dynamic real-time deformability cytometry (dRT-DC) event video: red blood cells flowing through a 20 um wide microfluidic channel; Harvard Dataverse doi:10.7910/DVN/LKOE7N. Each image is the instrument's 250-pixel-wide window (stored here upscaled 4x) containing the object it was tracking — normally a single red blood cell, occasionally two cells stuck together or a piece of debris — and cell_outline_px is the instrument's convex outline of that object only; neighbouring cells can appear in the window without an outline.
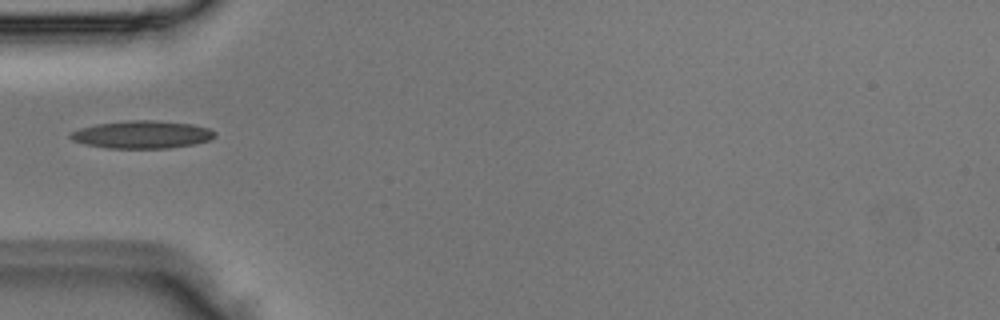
{"species": "Egyptian fruit bat (a non-hibernating species)", "species_latin": "Rousettus aegyptiacus", "temperature_condition": "room temperature", "stored_images_in_passage": 2, "camera_frame_rate_fps": 3000, "um_per_image_px": 0.085, "animal": {"sex": "male"}, "frame": {"image": 1, "passage_image": 2, "time_ms": 0.333, "image_size_px": [1000, 320], "cell_outline_px": [[216, 136], [208, 140], [196, 144], [168, 148], [108, 148], [84, 144], [72, 140], [68, 136], [72, 132], [80, 128], [96, 124], [128, 120], [156, 120], [192, 124], [208, 128], [216, 132]], "centroid_in_image_um": [12.08, 11.43], "position_along_channel_um": 72.9, "area_um2": 23.35}}